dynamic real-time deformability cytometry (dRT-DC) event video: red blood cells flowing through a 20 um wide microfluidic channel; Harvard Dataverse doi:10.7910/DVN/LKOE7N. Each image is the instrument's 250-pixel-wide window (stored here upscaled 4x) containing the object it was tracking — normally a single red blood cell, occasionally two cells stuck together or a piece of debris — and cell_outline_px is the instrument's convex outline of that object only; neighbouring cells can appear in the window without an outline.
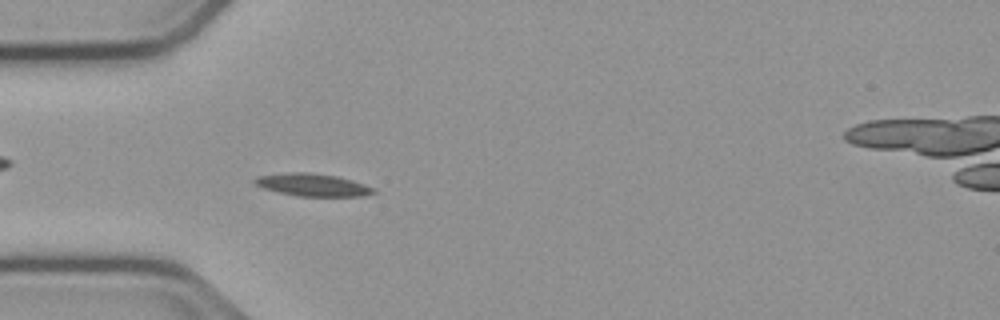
{"species": "common noctule bat (a hibernating species)", "species_latin": "Nyctalus noctula", "temperature_condition": "cold", "stored_images_in_passage": 35, "camera_frame_rate_fps": 3000, "um_per_image_px": 0.085, "animal": {"sex": "male", "body_mass_g": 23.1, "forearm_length_mm": 52.7}, "frame": {"image": 1, "passage_image": 16, "time_ms": 5.0, "image_size_px": [1000, 320], "cell_outline_px": [[376, 192], [360, 196], [296, 196], [264, 188], [256, 184], [252, 180], [256, 176], [292, 172], [308, 172], [336, 176], [352, 180], [376, 188]], "centroid_in_image_um": [26.58, 15.71], "position_along_channel_um": 58.4, "area_um2": 15.49}}
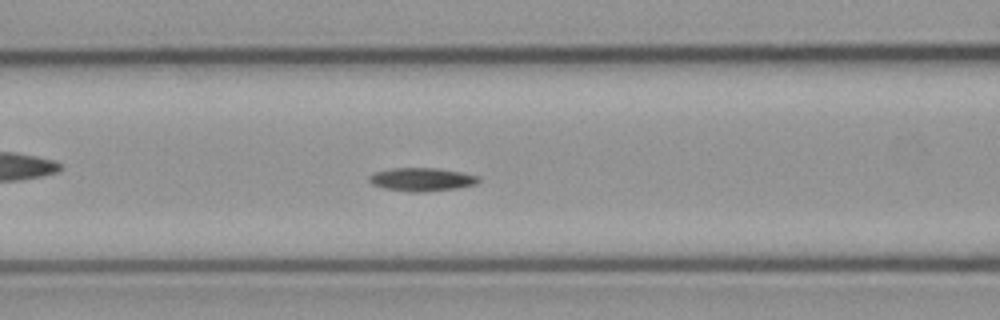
{"frame": {"image": 2, "passage_image": 22, "time_ms": 7.0, "image_size_px": [1000, 320], "cell_outline_px": [[480, 180], [476, 184], [460, 188], [424, 192], [408, 192], [384, 188], [372, 184], [368, 180], [368, 176], [376, 172], [392, 168], [436, 168], [460, 172], [480, 176]], "centroid_in_image_um": [35.87, 15.26], "position_along_channel_um": 130.7, "area_um2": 14.97}}
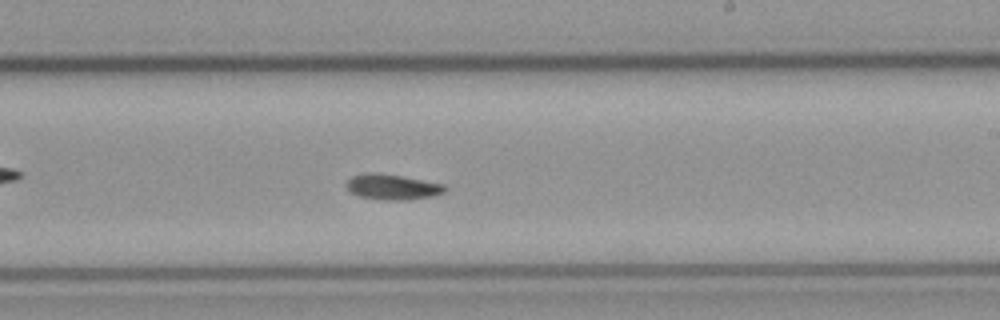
{"frame": {"image": 3, "passage_image": 32, "time_ms": 10.333, "image_size_px": [1000, 320], "cell_outline_px": [[448, 188], [444, 192], [432, 196], [408, 200], [380, 200], [360, 196], [352, 192], [344, 184], [352, 176], [368, 172], [376, 172], [400, 176], [444, 184]], "centroid_in_image_um": [33.35, 15.89], "position_along_channel_um": 255.7, "area_um2": 14.57}}